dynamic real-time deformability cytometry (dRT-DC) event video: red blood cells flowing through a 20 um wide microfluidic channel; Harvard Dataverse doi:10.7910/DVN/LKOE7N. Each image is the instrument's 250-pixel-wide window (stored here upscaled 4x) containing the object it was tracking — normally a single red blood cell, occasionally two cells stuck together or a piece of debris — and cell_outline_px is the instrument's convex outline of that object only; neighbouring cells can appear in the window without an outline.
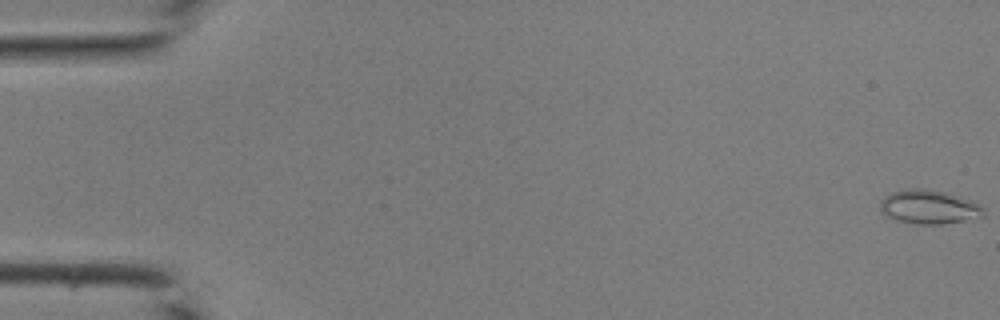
{"species": "common noctule bat (a hibernating species)", "species_latin": "Nyctalus noctula", "temperature_condition": "room temperature", "stored_images_in_passage": 44, "camera_frame_rate_fps": 3000, "um_per_image_px": 0.085, "animal": {"sex": "male", "body_mass_g": 19.0, "forearm_length_mm": 50.8}, "frame": {"image": 1, "passage_image": 1, "time_ms": 0.0, "image_size_px": [1000, 320], "cell_outline_px": [[984, 216], [964, 220], [940, 224], [920, 224], [896, 220], [888, 216], [880, 208], [880, 200], [884, 196], [892, 192], [908, 188], [924, 188], [944, 192], [976, 200], [984, 208]], "centroid_in_image_um": [79.0, 17.57], "position_along_channel_um": 6.0, "area_um2": 20.52}}
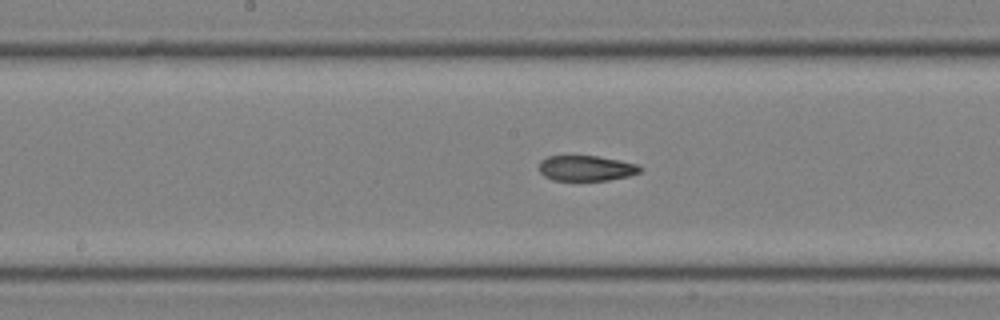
{"frame": {"image": 2, "passage_image": 23, "time_ms": 7.333, "image_size_px": [1000, 320], "cell_outline_px": [[644, 168], [640, 172], [628, 176], [608, 180], [552, 180], [544, 176], [540, 172], [540, 160], [548, 156], [596, 156], [636, 164]], "centroid_in_image_um": [49.81, 14.3], "position_along_channel_um": 198.4, "area_um2": 14.8}}
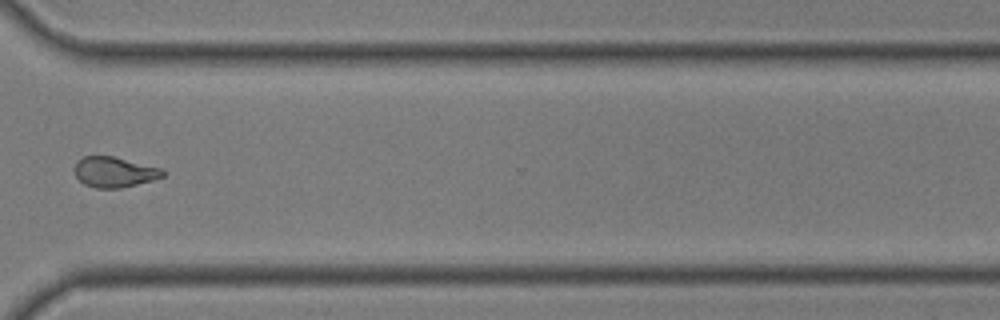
{"frame": {"image": 3, "passage_image": 33, "time_ms": 10.667, "image_size_px": [1000, 320], "cell_outline_px": [[164, 176], [152, 180], [120, 188], [96, 188], [84, 184], [76, 176], [72, 168], [84, 156], [112, 156], [160, 168], [164, 172]], "centroid_in_image_um": [9.68, 14.63], "position_along_channel_um": 360.9, "area_um2": 15.37}}